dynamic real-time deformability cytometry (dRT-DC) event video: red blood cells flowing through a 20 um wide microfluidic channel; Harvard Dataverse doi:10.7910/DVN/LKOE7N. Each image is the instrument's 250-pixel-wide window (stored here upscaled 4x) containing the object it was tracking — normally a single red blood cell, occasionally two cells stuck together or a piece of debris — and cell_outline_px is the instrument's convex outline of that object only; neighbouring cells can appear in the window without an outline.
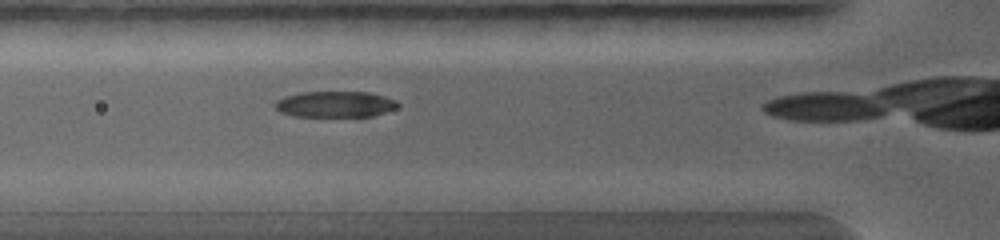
{"species": "common noctule bat (a hibernating species)", "species_latin": "Nyctalus noctula", "temperature_condition": "warm", "stored_images_in_passage": 4, "camera_frame_rate_fps": 5000, "um_per_image_px": 0.085, "animal": {"sex": "female", "body_mass_g": 19.0, "forearm_length_mm": 56.7}, "frame": {"image": 1, "passage_image": 2, "time_ms": 0.4, "image_size_px": [1000, 240], "cell_outline_px": [[400, 104], [396, 108], [372, 116], [292, 116], [280, 112], [272, 104], [276, 100], [284, 96], [300, 92], [368, 92], [384, 96], [396, 100]], "centroid_in_image_um": [28.45, 8.85], "position_along_channel_um": 97.4, "area_um2": 18.67}}